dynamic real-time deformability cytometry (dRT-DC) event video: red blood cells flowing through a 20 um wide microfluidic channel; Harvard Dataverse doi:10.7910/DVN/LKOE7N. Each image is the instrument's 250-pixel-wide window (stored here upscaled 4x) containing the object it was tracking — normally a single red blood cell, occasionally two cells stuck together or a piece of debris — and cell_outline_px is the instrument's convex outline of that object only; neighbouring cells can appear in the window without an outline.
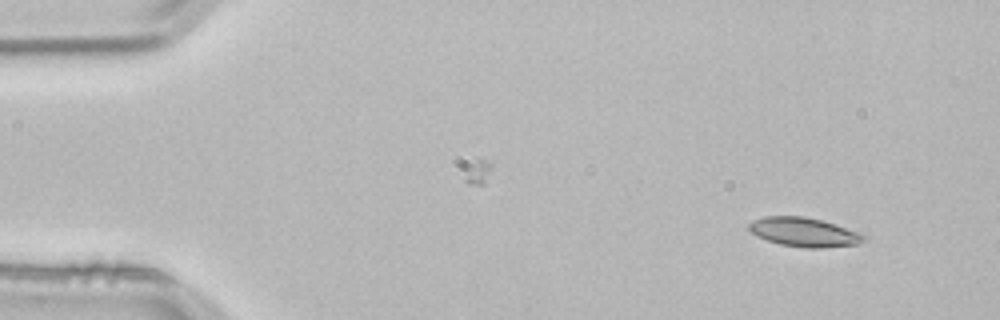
{"species": "common noctule bat (a hibernating species)", "species_latin": "Nyctalus noctula", "temperature_condition": "room temperature", "stored_images_in_passage": 2, "camera_frame_rate_fps": 3000, "um_per_image_px": 0.085, "animal": {"sex": "male", "body_mass_g": 21.5, "forearm_length_mm": 52.0}, "frame": {"image": 1, "passage_image": 2, "time_ms": 0.333, "image_size_px": [1000, 320], "cell_outline_px": [[868, 240], [856, 244], [820, 248], [804, 248], [780, 244], [768, 240], [752, 232], [748, 228], [748, 224], [752, 220], [764, 216], [804, 216], [836, 224], [868, 236]], "centroid_in_image_um": [68.37, 19.73], "position_along_channel_um": 16.6, "area_um2": 19.42}}